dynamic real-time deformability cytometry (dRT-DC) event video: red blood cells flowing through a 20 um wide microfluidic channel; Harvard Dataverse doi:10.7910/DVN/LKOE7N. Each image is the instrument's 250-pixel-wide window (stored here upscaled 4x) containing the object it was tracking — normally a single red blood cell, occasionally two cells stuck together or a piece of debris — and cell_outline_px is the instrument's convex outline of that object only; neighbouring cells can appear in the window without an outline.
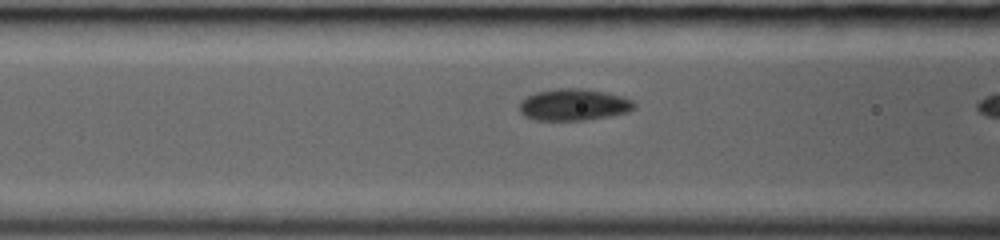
{"species": "common noctule bat (a hibernating species)", "species_latin": "Nyctalus noctula", "temperature_condition": "room temperature", "stored_images_in_passage": 6, "camera_frame_rate_fps": 3000, "um_per_image_px": 0.085, "animal": {"sex": "female", "body_mass_g": 19.0, "forearm_length_mm": 53.3}, "frame": {"image": 1, "passage_image": 5, "time_ms": 1.333, "image_size_px": [1000, 240], "cell_outline_px": [[636, 108], [628, 112], [608, 116], [584, 120], [536, 120], [524, 116], [520, 112], [520, 100], [536, 92], [560, 88], [580, 88], [604, 92], [620, 96], [632, 100], [636, 104]], "centroid_in_image_um": [48.76, 8.9], "position_along_channel_um": 117.8, "area_um2": 21.1}}